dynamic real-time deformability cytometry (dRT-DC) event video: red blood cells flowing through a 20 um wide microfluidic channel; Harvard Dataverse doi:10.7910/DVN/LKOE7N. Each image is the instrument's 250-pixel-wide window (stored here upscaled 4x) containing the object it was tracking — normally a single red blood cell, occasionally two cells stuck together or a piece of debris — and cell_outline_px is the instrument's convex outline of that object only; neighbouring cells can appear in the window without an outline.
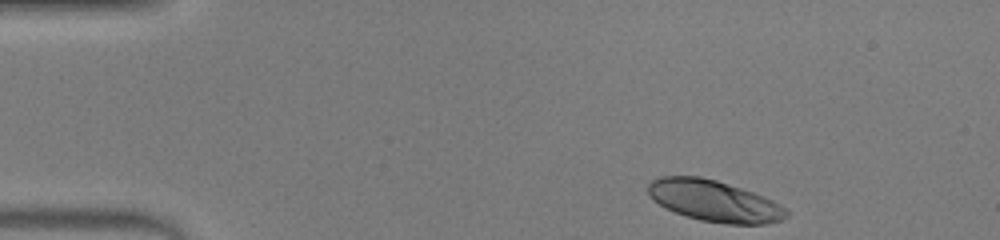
{"species": "human", "species_latin": "Homo sapiens", "temperature_condition": "warm", "stored_images_in_passage": 42, "camera_frame_rate_fps": 3000, "um_per_image_px": 0.085, "donor": {"sex": "male"}, "frame": {"image": 1, "passage_image": 1, "time_ms": 0.0, "image_size_px": [1000, 240], "cell_outline_px": [[788, 216], [784, 220], [768, 224], [728, 224], [700, 220], [664, 208], [652, 200], [648, 192], [648, 184], [652, 180], [660, 176], [700, 176], [716, 180], [764, 196], [772, 200], [784, 208], [788, 212]], "centroid_in_image_um": [60.7, 17.08], "position_along_channel_um": 24.3, "area_um2": 33.23}}
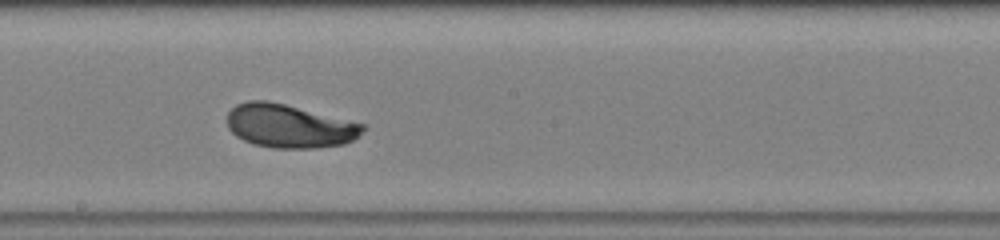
{"frame": {"image": 2, "passage_image": 21, "time_ms": 6.667, "image_size_px": [1000, 240], "cell_outline_px": [[364, 128], [352, 140], [344, 144], [312, 148], [272, 148], [252, 144], [236, 136], [228, 128], [228, 112], [236, 104], [248, 100], [268, 100], [364, 124]], "centroid_in_image_um": [24.53, 10.71], "position_along_channel_um": 223.7, "area_um2": 34.04}}
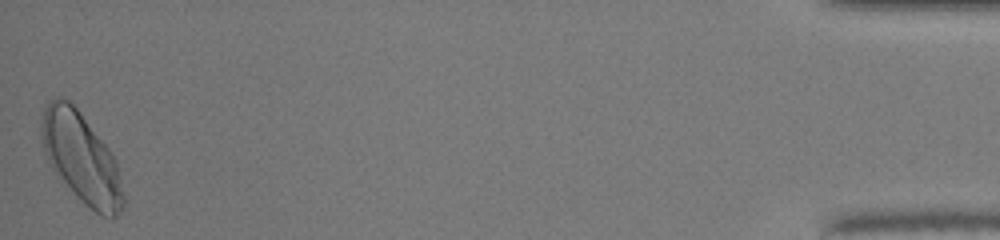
{"frame": {"image": 3, "passage_image": 42, "time_ms": 13.667, "image_size_px": [1000, 240], "cell_outline_px": [[124, 204], [120, 212], [116, 216], [100, 216], [84, 204], [76, 196], [52, 168], [44, 152], [40, 136], [40, 120], [44, 104], [48, 100], [56, 96], [60, 96], [68, 100], [80, 112], [112, 152], [116, 160], [124, 196]], "centroid_in_image_um": [6.88, 13.39], "position_along_channel_um": 428.3, "area_um2": 43.18}, "authors_computed_cell_mechanics": {"area_um2": 34.391, "velocity_mm_per_s": 4.2548, "shape_relaxation_time_tau1_ms": 2.1987, "shape_relaxation_time_tau2_ms": 1.7288, "deformation_change_tau1": 0.1419, "deformation_change_tau2": 0.0535}}